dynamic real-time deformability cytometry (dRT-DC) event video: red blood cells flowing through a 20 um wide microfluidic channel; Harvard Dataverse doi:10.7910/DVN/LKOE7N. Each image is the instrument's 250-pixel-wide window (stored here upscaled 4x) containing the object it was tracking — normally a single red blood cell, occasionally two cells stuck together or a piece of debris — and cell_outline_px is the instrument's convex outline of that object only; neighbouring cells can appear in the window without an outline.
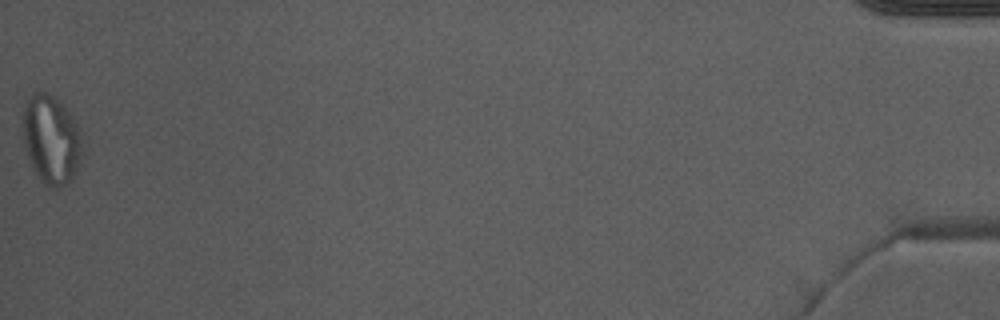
{"species": "Egyptian fruit bat (a non-hibernating species)", "species_latin": "Rousettus aegyptiacus", "temperature_condition": "warm", "stored_images_in_passage": 38, "segment_of_instrument_passage": [2, 2], "camera_frame_rate_fps": 3000, "um_per_image_px": 0.085, "animal": {"sex": "male"}, "frame": {"image": 1, "passage_image": 38, "time_ms": 12.333, "image_size_px": [1000, 320], "cell_outline_px": [[84, 156], [72, 180], [60, 188], [48, 188], [36, 176], [32, 168], [28, 156], [24, 140], [24, 104], [32, 92], [48, 92], [64, 104], [72, 116], [80, 132], [84, 152]], "centroid_in_image_um": [4.39, 11.9], "position_along_channel_um": 430.8, "area_um2": 31.27}}